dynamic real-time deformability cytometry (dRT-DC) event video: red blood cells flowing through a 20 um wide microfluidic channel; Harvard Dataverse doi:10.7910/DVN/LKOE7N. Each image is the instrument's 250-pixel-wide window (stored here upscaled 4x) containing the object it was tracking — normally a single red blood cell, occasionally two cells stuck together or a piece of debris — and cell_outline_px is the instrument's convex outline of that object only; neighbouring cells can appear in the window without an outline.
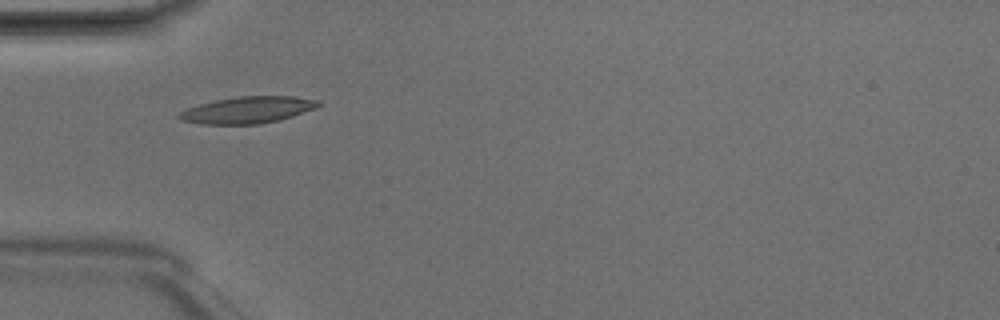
{"species": "Egyptian fruit bat (a non-hibernating species)", "species_latin": "Rousettus aegyptiacus", "temperature_condition": "room temperature", "stored_images_in_passage": 3, "camera_frame_rate_fps": 3000, "um_per_image_px": 0.085, "animal": {"sex": "male"}, "frame": {"image": 1, "passage_image": 2, "time_ms": 0.333, "image_size_px": [1000, 320], "cell_outline_px": [[320, 104], [316, 108], [280, 120], [260, 124], [200, 124], [184, 120], [176, 116], [180, 112], [188, 108], [200, 104], [216, 100], [236, 96], [292, 96], [320, 100]], "centroid_in_image_um": [21.08, 9.34], "position_along_channel_um": 63.9, "area_um2": 21.56}}